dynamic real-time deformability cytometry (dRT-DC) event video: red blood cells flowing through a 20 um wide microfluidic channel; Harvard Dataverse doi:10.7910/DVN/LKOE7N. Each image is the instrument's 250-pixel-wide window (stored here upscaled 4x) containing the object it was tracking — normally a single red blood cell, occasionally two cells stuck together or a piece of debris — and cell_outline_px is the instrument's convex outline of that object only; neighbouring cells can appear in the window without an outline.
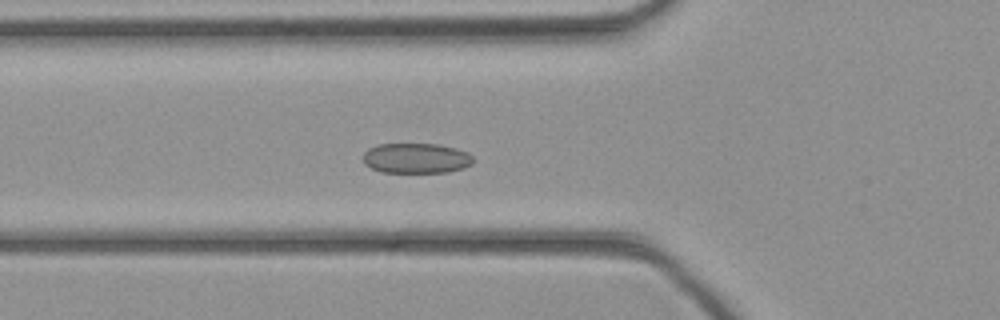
{"species": "common noctule bat (a hibernating species)", "species_latin": "Nyctalus noctula", "temperature_condition": "cold", "stored_images_in_passage": 46, "camera_frame_rate_fps": 3000, "um_per_image_px": 0.085, "animal": {"sex": "female", "body_mass_g": 21.9}, "frame": {"image": 1, "passage_image": 17, "time_ms": 5.333, "image_size_px": [1000, 320], "cell_outline_px": [[472, 164], [464, 168], [448, 172], [380, 172], [364, 164], [364, 152], [368, 148], [380, 144], [436, 144], [456, 148], [468, 152], [472, 156]], "centroid_in_image_um": [35.38, 13.45], "position_along_channel_um": 90.4, "area_um2": 19.36}}
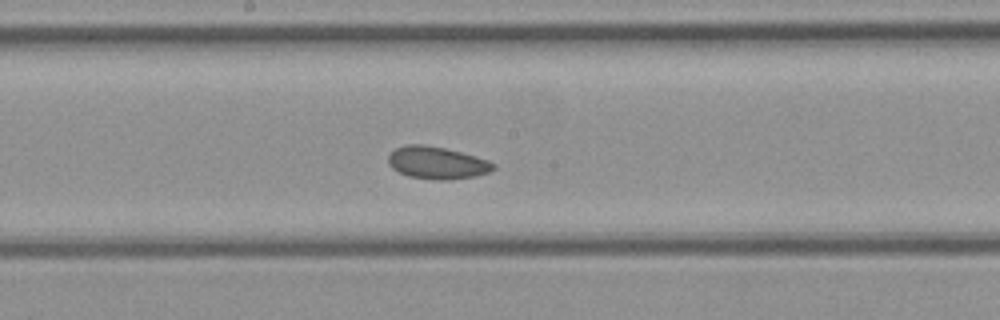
{"frame": {"image": 2, "passage_image": 25, "time_ms": 8.0, "image_size_px": [1000, 320], "cell_outline_px": [[496, 168], [488, 172], [476, 176], [448, 180], [436, 180], [408, 176], [392, 168], [388, 164], [388, 156], [396, 148], [408, 144], [424, 144], [444, 148], [460, 152], [488, 160], [496, 164]], "centroid_in_image_um": [37.15, 13.84], "position_along_channel_um": 211.1, "area_um2": 19.77}}
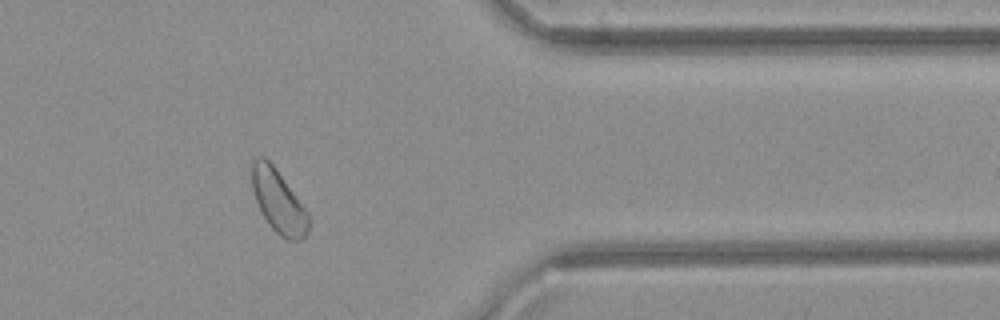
{"frame": {"image": 3, "passage_image": 38, "time_ms": 12.333, "image_size_px": [1000, 320], "cell_outline_px": [[308, 232], [300, 240], [288, 240], [280, 236], [268, 224], [260, 212], [252, 188], [252, 160], [256, 156], [264, 156], [272, 164], [308, 212]], "centroid_in_image_um": [23.64, 17.11], "position_along_channel_um": 387.8, "area_um2": 20.58}}